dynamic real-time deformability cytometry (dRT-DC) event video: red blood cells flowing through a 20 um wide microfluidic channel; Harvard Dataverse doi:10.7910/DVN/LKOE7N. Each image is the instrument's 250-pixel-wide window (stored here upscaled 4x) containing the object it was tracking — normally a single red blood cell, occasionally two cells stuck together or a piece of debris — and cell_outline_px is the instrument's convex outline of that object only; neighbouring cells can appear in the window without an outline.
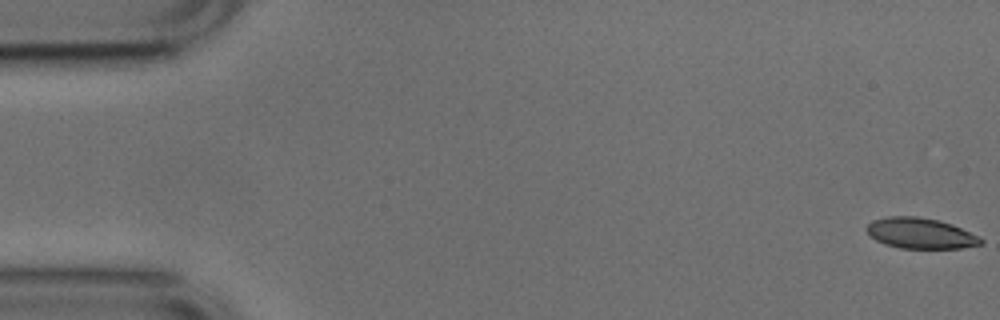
{"species": "common noctule bat (a hibernating species)", "species_latin": "Nyctalus noctula", "temperature_condition": "cold", "stored_images_in_passage": 54, "camera_frame_rate_fps": 3000, "um_per_image_px": 0.085, "animal": {"sex": "male", "body_mass_g": 17.9, "forearm_length_mm": 54.2}, "frame": {"image": 1, "passage_image": 1, "time_ms": 0.0, "image_size_px": [1000, 320], "cell_outline_px": [[984, 244], [960, 248], [900, 248], [884, 244], [876, 240], [864, 228], [872, 220], [888, 216], [916, 216], [936, 220], [952, 224], [980, 236], [984, 240]], "centroid_in_image_um": [78.26, 19.83], "position_along_channel_um": 6.7, "area_um2": 20.46}}
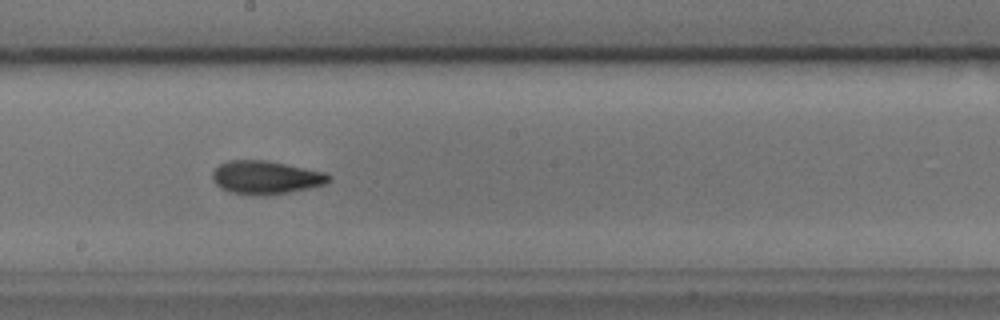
{"frame": {"image": 2, "passage_image": 29, "time_ms": 9.333, "image_size_px": [1000, 320], "cell_outline_px": [[332, 180], [328, 184], [288, 192], [264, 196], [228, 192], [220, 188], [212, 180], [212, 172], [220, 164], [228, 160], [268, 160], [324, 172], [332, 176]], "centroid_in_image_um": [22.6, 15.08], "position_along_channel_um": 225.6, "area_um2": 22.77}}
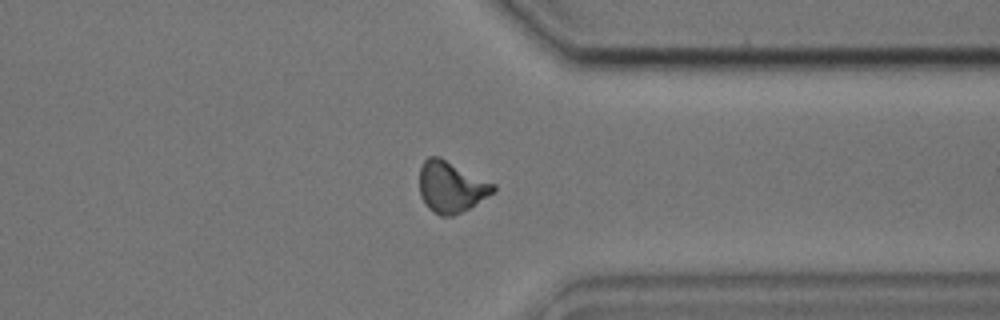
{"frame": {"image": 3, "passage_image": 41, "time_ms": 13.333, "image_size_px": [1000, 320], "cell_outline_px": [[496, 192], [468, 208], [452, 216], [440, 216], [432, 212], [424, 204], [420, 196], [420, 168], [424, 160], [428, 156], [440, 156], [496, 184]], "centroid_in_image_um": [38.35, 15.88], "position_along_channel_um": 373.1, "area_um2": 22.25}, "authors_computed_cell_mechanics": {"area_um2": 21.4438, "velocity_mm_per_s": 3.776, "shape_relaxation_time_tau1_ms": 3.659, "shape_relaxation_time_tau2_ms": 1.6157, "deformation_change_tau1": 0.1297, "deformation_change_tau2": 0.0671}}